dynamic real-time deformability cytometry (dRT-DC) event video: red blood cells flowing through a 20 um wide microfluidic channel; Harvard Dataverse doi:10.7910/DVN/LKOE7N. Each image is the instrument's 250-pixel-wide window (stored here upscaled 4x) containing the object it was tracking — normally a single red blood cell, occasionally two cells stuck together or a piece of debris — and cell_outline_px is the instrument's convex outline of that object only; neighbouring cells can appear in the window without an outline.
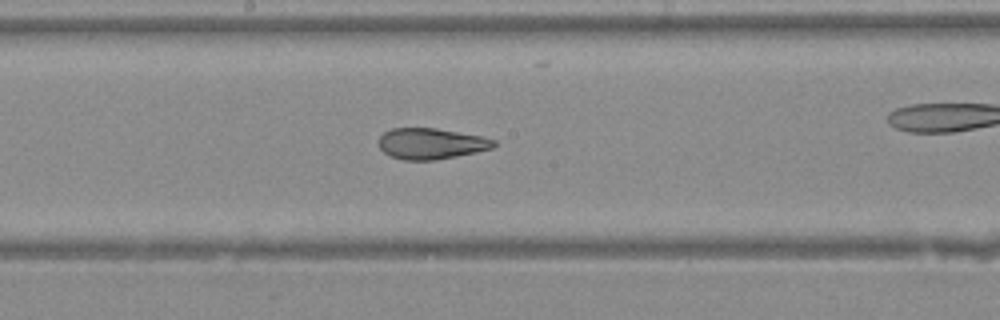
{"species": "Egyptian fruit bat (a non-hibernating species)", "species_latin": "Rousettus aegyptiacus", "temperature_condition": "warm", "stored_images_in_passage": 36, "camera_frame_rate_fps": 3000, "um_per_image_px": 0.085, "animal": {"sex": "female"}, "frame": {"image": 1, "passage_image": 16, "time_ms": 5.0, "image_size_px": [1000, 320], "cell_outline_px": [[496, 144], [492, 148], [476, 152], [436, 160], [404, 160], [388, 156], [380, 148], [380, 136], [384, 132], [392, 128], [436, 128], [480, 136], [496, 140]], "centroid_in_image_um": [36.63, 12.21], "position_along_channel_um": 211.6, "area_um2": 20.69}}
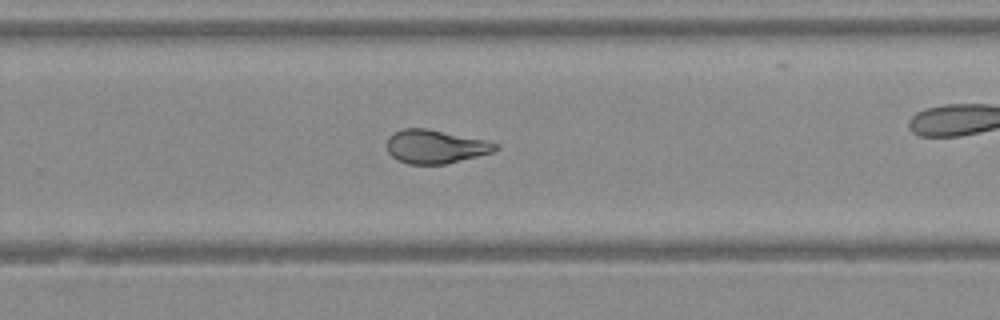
{"frame": {"image": 2, "passage_image": 21, "time_ms": 6.667, "image_size_px": [1000, 320], "cell_outline_px": [[500, 148], [492, 152], [444, 164], [408, 164], [396, 160], [388, 152], [388, 136], [392, 132], [404, 128], [428, 128], [484, 140], [500, 144]], "centroid_in_image_um": [36.98, 12.45], "position_along_channel_um": 292.8, "area_um2": 21.21}}
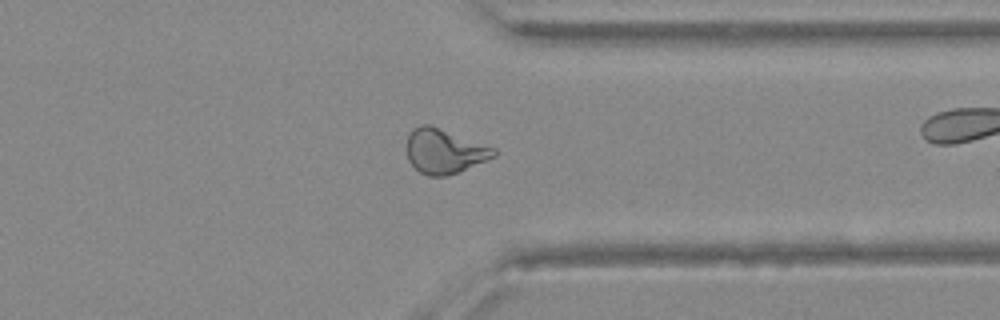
{"frame": {"image": 3, "passage_image": 26, "time_ms": 8.333, "image_size_px": [1000, 320], "cell_outline_px": [[496, 156], [460, 172], [444, 176], [428, 176], [420, 172], [408, 160], [408, 132], [412, 128], [420, 124], [428, 124], [496, 148]], "centroid_in_image_um": [37.78, 12.85], "position_along_channel_um": 373.6, "area_um2": 22.54}}